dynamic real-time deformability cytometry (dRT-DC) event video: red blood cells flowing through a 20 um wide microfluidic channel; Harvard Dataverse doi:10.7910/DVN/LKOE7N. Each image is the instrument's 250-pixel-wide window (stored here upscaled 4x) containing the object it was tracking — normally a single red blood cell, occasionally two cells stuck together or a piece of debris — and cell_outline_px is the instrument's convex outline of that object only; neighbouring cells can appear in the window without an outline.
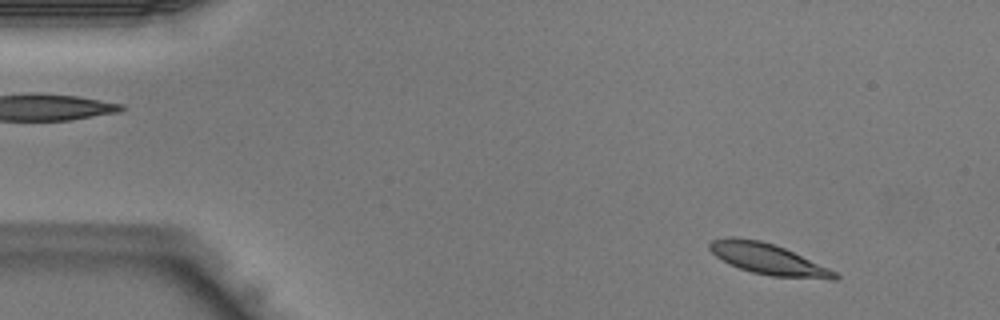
{"species": "Egyptian fruit bat (a non-hibernating species)", "species_latin": "Rousettus aegyptiacus", "temperature_condition": "warm", "stored_images_in_passage": 41, "camera_frame_rate_fps": 3000, "um_per_image_px": 0.085, "animal": {"sex": "male"}, "frame": {"image": 1, "passage_image": 3, "time_ms": 0.667, "image_size_px": [1000, 320], "cell_outline_px": [[840, 276], [836, 280], [832, 280], [772, 276], [752, 272], [740, 268], [716, 256], [708, 248], [708, 244], [712, 240], [728, 236], [736, 236], [760, 240], [784, 248], [828, 268], [836, 272]], "centroid_in_image_um": [65.28, 22.01], "position_along_channel_um": 19.7, "area_um2": 22.37}}
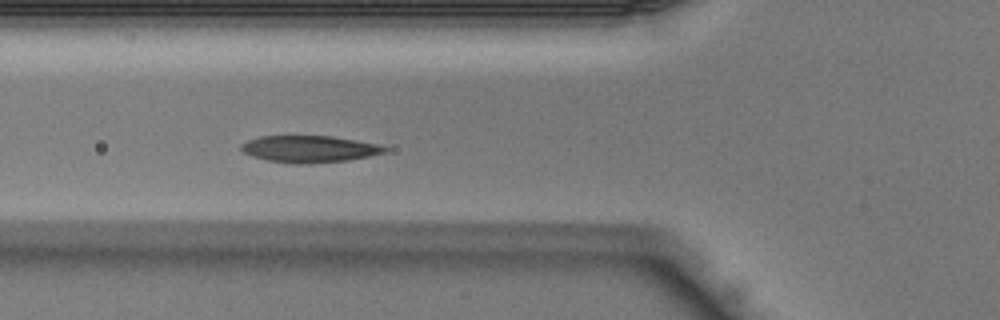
{"frame": {"image": 2, "passage_image": 14, "time_ms": 4.333, "image_size_px": [1000, 320], "cell_outline_px": [[388, 152], [348, 160], [308, 164], [296, 164], [268, 160], [252, 156], [244, 152], [240, 148], [240, 144], [248, 140], [260, 136], [332, 136], [356, 140], [376, 144], [388, 148]], "centroid_in_image_um": [26.29, 12.66], "position_along_channel_um": 99.5, "area_um2": 22.37}}
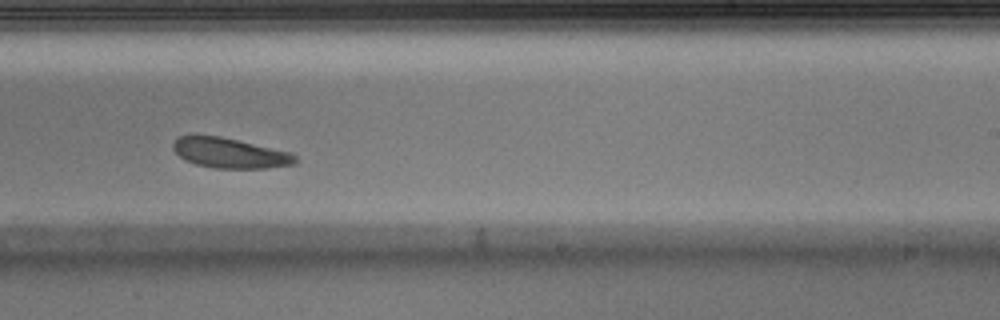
{"frame": {"image": 3, "passage_image": 25, "time_ms": 8.0, "image_size_px": [1000, 320], "cell_outline_px": [[296, 164], [264, 168], [216, 168], [196, 164], [184, 160], [172, 148], [172, 144], [180, 136], [192, 132], [220, 136], [292, 152], [296, 156]], "centroid_in_image_um": [19.49, 12.97], "position_along_channel_um": 269.5, "area_um2": 21.85}}